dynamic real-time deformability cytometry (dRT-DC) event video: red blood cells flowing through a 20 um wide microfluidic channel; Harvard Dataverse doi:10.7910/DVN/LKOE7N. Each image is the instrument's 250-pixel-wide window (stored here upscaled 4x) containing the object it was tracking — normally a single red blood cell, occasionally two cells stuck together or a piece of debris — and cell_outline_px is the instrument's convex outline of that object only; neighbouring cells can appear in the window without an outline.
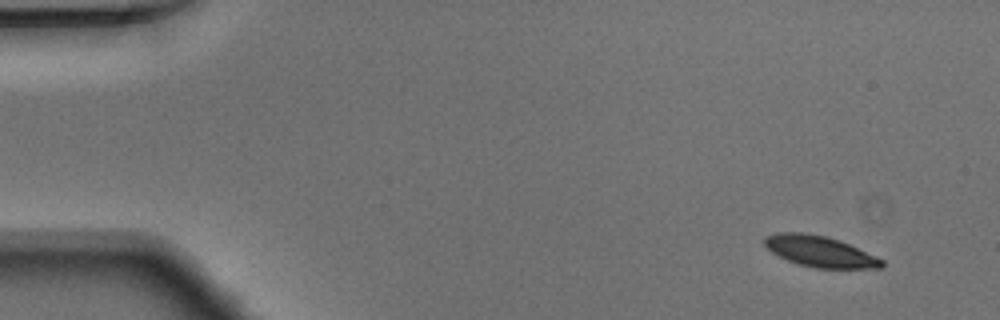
{"species": "Egyptian fruit bat (a non-hibernating species)", "species_latin": "Rousettus aegyptiacus", "temperature_condition": "warm", "stored_images_in_passage": 49, "segment_of_instrument_passage": [1, 2], "camera_frame_rate_fps": 3000, "um_per_image_px": 0.085, "animal": {"sex": "male"}, "frame": {"image": 1, "passage_image": 3, "time_ms": 0.667, "image_size_px": [1000, 320], "cell_outline_px": [[884, 268], [816, 268], [800, 264], [788, 260], [772, 252], [764, 244], [764, 236], [776, 232], [804, 232], [828, 236], [840, 240], [876, 256], [884, 260]], "centroid_in_image_um": [69.7, 21.35], "position_along_channel_um": 15.3, "area_um2": 21.21}}
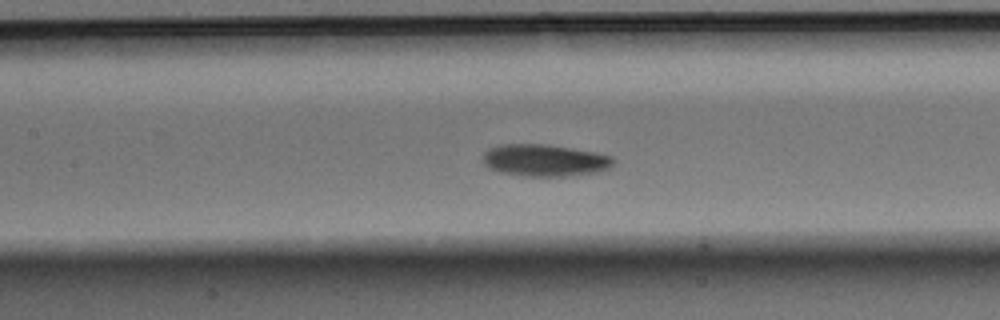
{"frame": {"image": 2, "passage_image": 22, "time_ms": 7.0, "image_size_px": [1000, 320], "cell_outline_px": [[616, 160], [612, 168], [596, 172], [568, 176], [524, 176], [500, 172], [488, 168], [484, 164], [484, 152], [488, 148], [496, 144], [548, 144], [596, 152], [612, 156]], "centroid_in_image_um": [46.32, 13.62], "position_along_channel_um": 161.1, "area_um2": 24.68}}
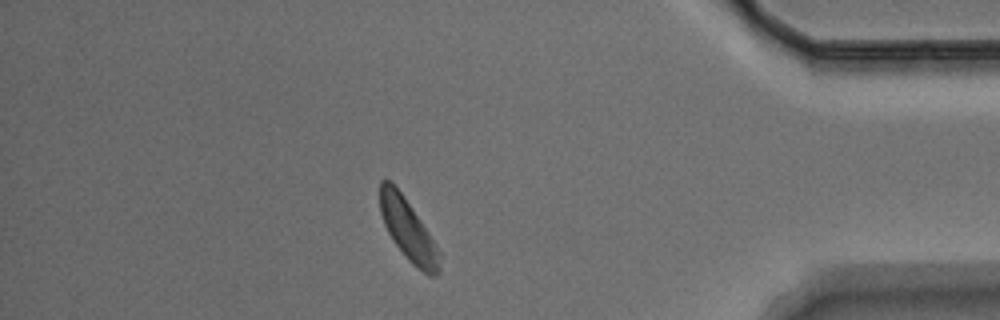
{"frame": {"image": 3, "passage_image": 42, "time_ms": 13.667, "image_size_px": [1000, 320], "cell_outline_px": [[440, 272], [436, 276], [428, 276], [416, 268], [408, 260], [392, 240], [384, 224], [380, 212], [380, 180], [388, 180], [400, 192], [428, 232], [440, 252]], "centroid_in_image_um": [34.7, 19.62], "position_along_channel_um": 400.5, "area_um2": 20.92}}